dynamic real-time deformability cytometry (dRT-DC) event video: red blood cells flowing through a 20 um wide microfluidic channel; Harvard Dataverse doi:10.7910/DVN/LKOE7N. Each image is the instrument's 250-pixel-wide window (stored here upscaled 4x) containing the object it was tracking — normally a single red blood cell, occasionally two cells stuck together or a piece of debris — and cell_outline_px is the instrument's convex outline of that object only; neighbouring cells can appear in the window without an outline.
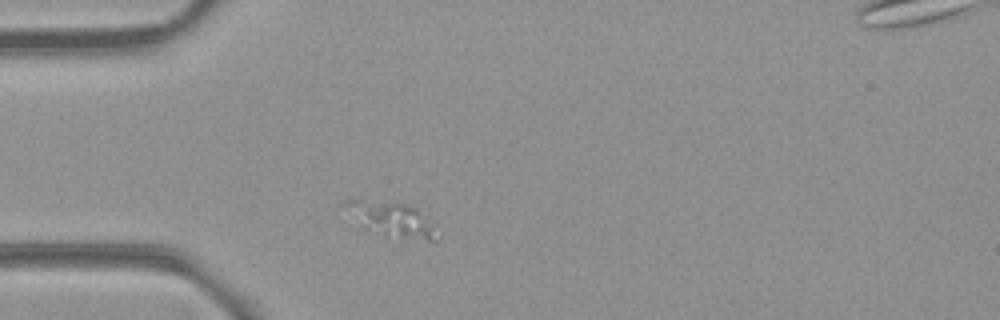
{"species": "common noctule bat (a hibernating species)", "species_latin": "Nyctalus noctula", "temperature_condition": "room temperature", "stored_images_in_passage": 4, "camera_frame_rate_fps": 3000, "um_per_image_px": 0.085, "animal": {"sex": "female", "body_mass_g": 21.9}, "frame": {"image": 1, "passage_image": 4, "time_ms": 1.0, "image_size_px": [1000, 320], "cell_outline_px": [[440, 236], [432, 244], [384, 236], [364, 228], [336, 212], [336, 208], [344, 200], [360, 200], [408, 204], [416, 208], [428, 216]], "centroid_in_image_um": [33.18, 18.68], "position_along_channel_um": 51.8, "area_um2": 20.29}}